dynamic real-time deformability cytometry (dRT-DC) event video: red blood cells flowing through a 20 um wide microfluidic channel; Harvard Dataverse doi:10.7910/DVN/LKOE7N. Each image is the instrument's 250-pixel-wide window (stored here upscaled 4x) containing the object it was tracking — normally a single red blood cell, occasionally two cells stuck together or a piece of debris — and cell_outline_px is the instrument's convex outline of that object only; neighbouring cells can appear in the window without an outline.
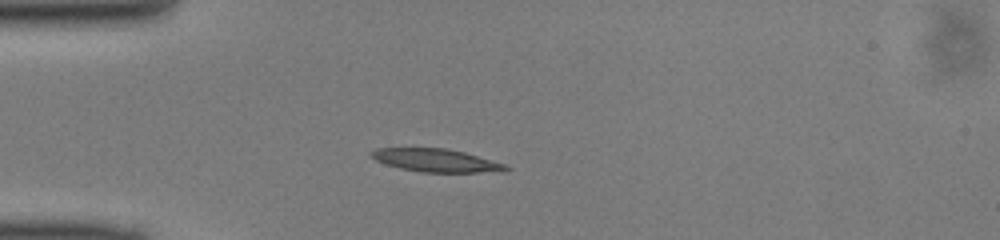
{"species": "common noctule bat (a hibernating species)", "species_latin": "Nyctalus noctula", "temperature_condition": "cold", "stored_images_in_passage": 46, "camera_frame_rate_fps": 3000, "um_per_image_px": 0.085, "animal": {"sex": "male", "body_mass_g": 13.0, "forearm_length_mm": 53.1}, "frame": {"image": 1, "passage_image": 10, "time_ms": 3.0, "image_size_px": [1000, 240], "cell_outline_px": [[512, 168], [504, 172], [420, 172], [400, 168], [376, 160], [368, 152], [376, 148], [444, 148], [464, 152], [504, 164]], "centroid_in_image_um": [37.08, 13.64], "position_along_channel_um": 47.9, "area_um2": 17.92}}
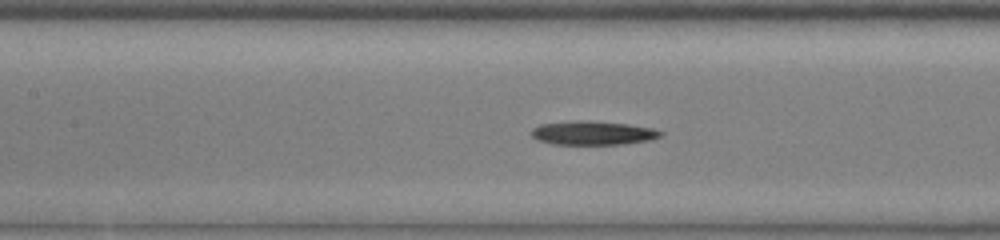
{"frame": {"image": 2, "passage_image": 19, "time_ms": 6.0, "image_size_px": [1000, 240], "cell_outline_px": [[664, 132], [660, 136], [652, 140], [624, 144], [552, 144], [536, 140], [528, 132], [532, 128], [540, 124], [580, 120], [592, 120], [628, 124], [652, 128]], "centroid_in_image_um": [50.36, 11.3], "position_along_channel_um": 157.0, "area_um2": 18.21}}
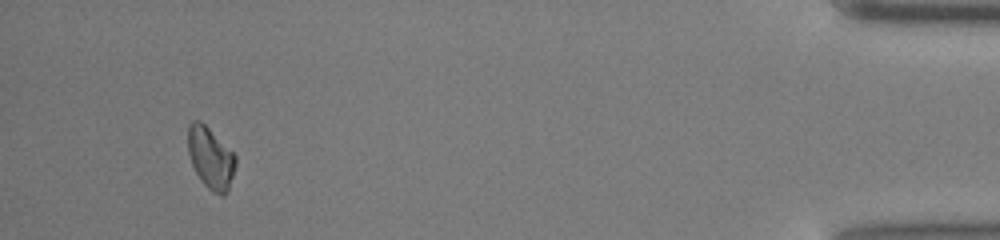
{"frame": {"image": 3, "passage_image": 43, "time_ms": 14.0, "image_size_px": [1000, 240], "cell_outline_px": [[236, 164], [228, 192], [224, 196], [220, 196], [212, 192], [200, 180], [192, 164], [188, 152], [188, 124], [192, 120], [200, 120], [236, 156]], "centroid_in_image_um": [17.9, 13.45], "position_along_channel_um": 417.3, "area_um2": 17.05}}